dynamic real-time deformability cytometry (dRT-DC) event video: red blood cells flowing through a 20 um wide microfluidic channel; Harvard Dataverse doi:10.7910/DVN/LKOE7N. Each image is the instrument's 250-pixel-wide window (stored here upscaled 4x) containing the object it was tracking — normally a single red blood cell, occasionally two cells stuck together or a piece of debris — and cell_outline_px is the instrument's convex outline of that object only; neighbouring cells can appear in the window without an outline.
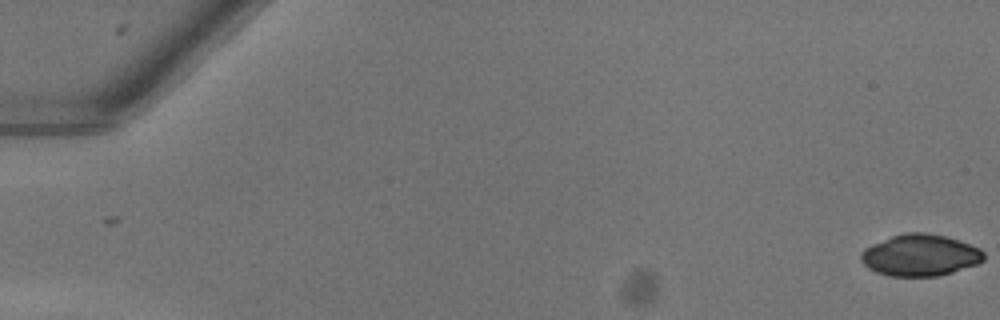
{"species": "common noctule bat (a hibernating species)", "species_latin": "Nyctalus noctula", "temperature_condition": "warm", "stored_images_in_passage": 52, "camera_frame_rate_fps": 3000, "um_per_image_px": 0.085, "animal": {"sex": "female"}, "frame": {"image": 1, "passage_image": 1, "time_ms": 0.0, "image_size_px": [1000, 320], "cell_outline_px": [[984, 260], [976, 264], [952, 272], [936, 276], [888, 276], [876, 272], [868, 268], [860, 260], [860, 252], [864, 248], [872, 244], [892, 236], [904, 232], [924, 232], [944, 236], [980, 248], [984, 252]], "centroid_in_image_um": [78.17, 21.69], "position_along_channel_um": 6.8, "area_um2": 29.71}}
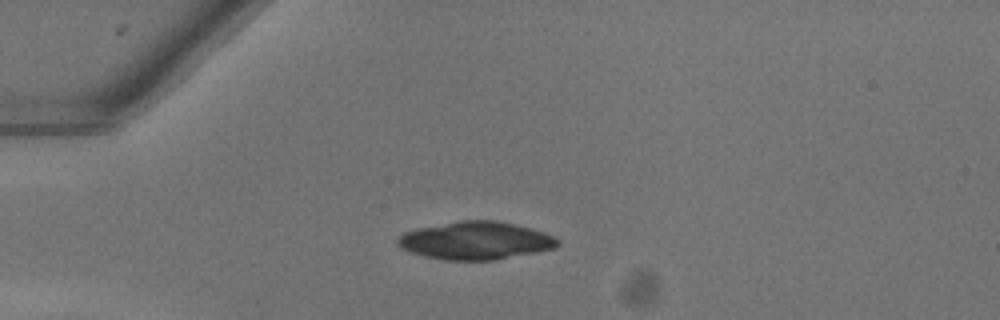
{"frame": {"image": 2, "passage_image": 15, "time_ms": 4.667, "image_size_px": [1000, 320], "cell_outline_px": [[560, 244], [556, 248], [496, 260], [448, 260], [424, 256], [400, 248], [396, 244], [396, 240], [404, 232], [416, 228], [460, 220], [492, 220], [516, 224], [544, 232], [560, 240]], "centroid_in_image_um": [40.43, 20.45], "position_along_channel_um": 44.6, "area_um2": 35.37}}